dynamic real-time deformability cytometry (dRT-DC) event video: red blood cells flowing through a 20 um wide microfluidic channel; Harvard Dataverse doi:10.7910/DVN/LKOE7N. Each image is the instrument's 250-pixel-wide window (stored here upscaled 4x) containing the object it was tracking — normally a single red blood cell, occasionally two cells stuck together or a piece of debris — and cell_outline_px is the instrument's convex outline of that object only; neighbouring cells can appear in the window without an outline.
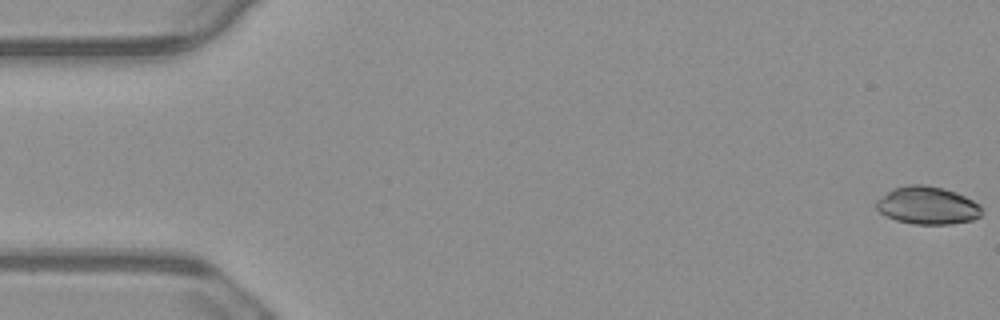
{"species": "common noctule bat (a hibernating species)", "species_latin": "Nyctalus noctula", "temperature_condition": "warm", "stored_images_in_passage": 55, "camera_frame_rate_fps": 3000, "um_per_image_px": 0.085, "animal": {"sex": "male", "body_mass_g": 23.1, "forearm_length_mm": 52.7}, "frame": {"image": 1, "passage_image": 1, "time_ms": 0.0, "image_size_px": [1000, 320], "cell_outline_px": [[980, 216], [972, 220], [952, 224], [912, 224], [896, 220], [880, 212], [876, 208], [876, 200], [892, 188], [912, 184], [924, 184], [944, 188], [956, 192], [980, 204]], "centroid_in_image_um": [78.82, 17.46], "position_along_channel_um": 6.2, "area_um2": 23.18}}
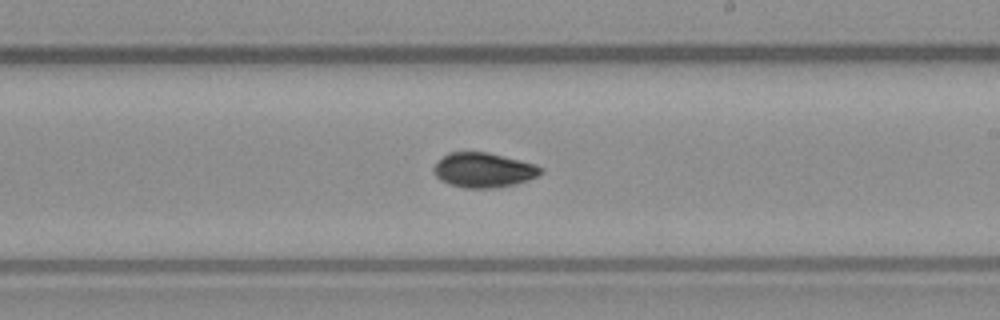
{"frame": {"image": 2, "passage_image": 32, "time_ms": 10.333, "image_size_px": [1000, 320], "cell_outline_px": [[544, 172], [528, 180], [516, 184], [496, 188], [464, 188], [448, 184], [440, 180], [432, 172], [432, 168], [448, 152], [488, 152], [520, 160], [544, 168]], "centroid_in_image_um": [41.09, 14.47], "position_along_channel_um": 247.9, "area_um2": 21.73}}
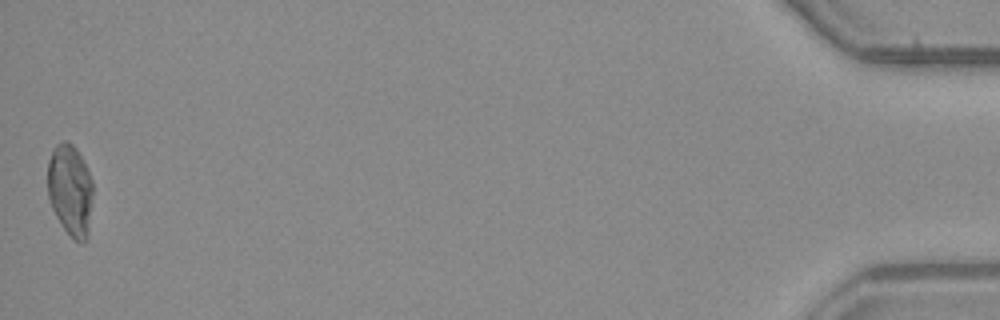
{"frame": {"image": 3, "passage_image": 55, "time_ms": 18.0, "image_size_px": [1000, 320], "cell_outline_px": [[92, 196], [88, 236], [84, 244], [80, 244], [64, 228], [56, 216], [48, 200], [48, 160], [52, 148], [56, 144], [64, 140], [68, 140], [76, 148], [84, 160], [92, 180]], "centroid_in_image_um": [5.97, 16.12], "position_along_channel_um": 429.2, "area_um2": 24.39}, "authors_computed_cell_mechanics": {"area_um2": 22.831, "velocity_mm_per_s": 3.7467, "shape_relaxation_time_tau1_ms": 10.1348, "shape_relaxation_time_tau2_ms": 8.6229, "deformation_change_tau1": 0.212, "deformation_change_tau2": 0.0954}}